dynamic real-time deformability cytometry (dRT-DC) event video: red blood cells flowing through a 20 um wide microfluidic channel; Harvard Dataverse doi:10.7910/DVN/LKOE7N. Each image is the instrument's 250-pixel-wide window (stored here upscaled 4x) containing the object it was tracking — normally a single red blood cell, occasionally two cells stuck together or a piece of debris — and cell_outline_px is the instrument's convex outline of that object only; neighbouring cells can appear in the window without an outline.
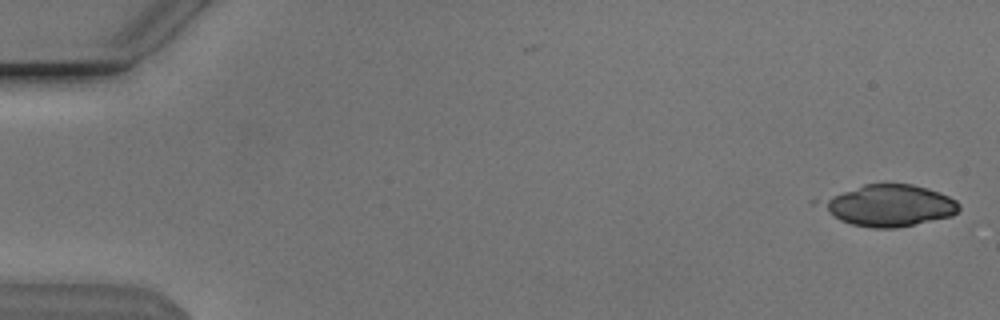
{"species": "Egyptian fruit bat (a non-hibernating species)", "species_latin": "Rousettus aegyptiacus", "temperature_condition": "cold", "stored_images_in_passage": 14, "camera_frame_rate_fps": 3000, "um_per_image_px": 0.085, "animal": {"sex": "male"}, "frame": {"image": 1, "passage_image": 2, "time_ms": 0.333, "image_size_px": [1000, 320], "cell_outline_px": [[960, 208], [952, 216], [896, 228], [872, 228], [852, 224], [840, 220], [812, 204], [808, 200], [864, 184], [912, 184], [928, 188], [948, 196], [956, 200], [960, 204]], "centroid_in_image_um": [75.41, 17.45], "position_along_channel_um": 9.6, "area_um2": 34.22}}